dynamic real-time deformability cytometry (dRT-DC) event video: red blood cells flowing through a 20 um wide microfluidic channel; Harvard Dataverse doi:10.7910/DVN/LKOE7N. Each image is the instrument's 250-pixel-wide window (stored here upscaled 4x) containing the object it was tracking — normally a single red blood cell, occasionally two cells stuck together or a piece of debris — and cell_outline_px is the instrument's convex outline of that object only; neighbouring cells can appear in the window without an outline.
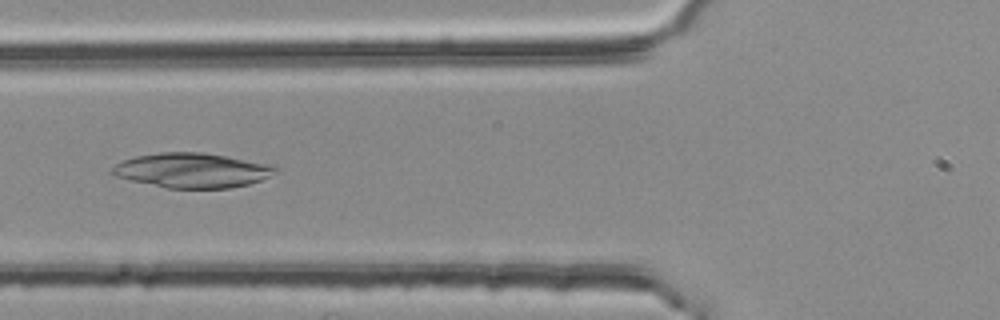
{"species": "common noctule bat (a hibernating species)", "species_latin": "Nyctalus noctula", "temperature_condition": "room temperature", "stored_images_in_passage": 2, "camera_frame_rate_fps": 3000, "um_per_image_px": 0.085, "animal": {"sex": "female", "body_mass_g": 25.1}, "frame": {"image": 1, "passage_image": 2, "time_ms": 0.333, "image_size_px": [1000, 320], "cell_outline_px": [[280, 168], [276, 172], [260, 180], [248, 184], [228, 188], [168, 188], [132, 180], [116, 176], [112, 172], [112, 168], [116, 164], [124, 160], [136, 156], [160, 152], [204, 152], [268, 164]], "centroid_in_image_um": [16.34, 14.47], "position_along_channel_um": 109.5, "area_um2": 32.54}}